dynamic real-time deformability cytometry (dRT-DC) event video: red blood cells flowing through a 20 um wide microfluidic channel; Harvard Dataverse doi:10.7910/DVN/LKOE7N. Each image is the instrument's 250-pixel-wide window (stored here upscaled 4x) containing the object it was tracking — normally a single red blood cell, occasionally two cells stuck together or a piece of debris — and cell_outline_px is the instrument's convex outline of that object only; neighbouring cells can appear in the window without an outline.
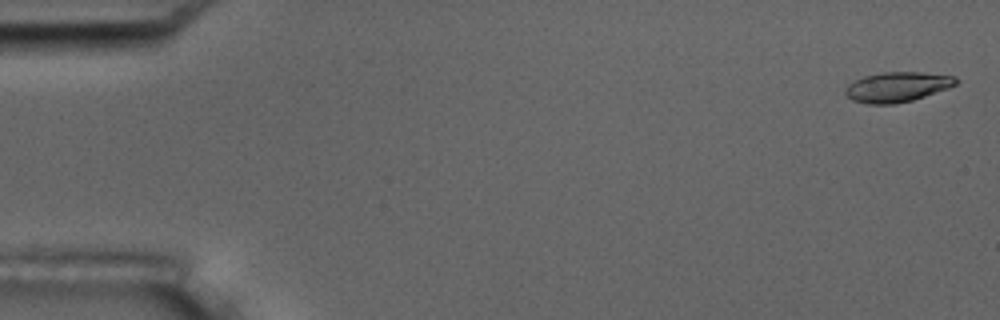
{"species": "common noctule bat (a hibernating species)", "species_latin": "Nyctalus noctula", "temperature_condition": "room temperature", "stored_images_in_passage": 8, "camera_frame_rate_fps": 3000, "um_per_image_px": 0.085, "animal": {"sex": "male", "body_mass_g": 17.5, "forearm_length_mm": 52.3}, "frame": {"image": 1, "passage_image": 1, "time_ms": 0.0, "image_size_px": [1000, 320], "cell_outline_px": [[960, 80], [956, 84], [948, 88], [912, 100], [896, 104], [868, 104], [852, 100], [844, 92], [844, 88], [848, 84], [864, 76], [884, 72], [924, 72], [956, 76]], "centroid_in_image_um": [76.28, 7.38], "position_along_channel_um": 8.7, "area_um2": 19.36}}
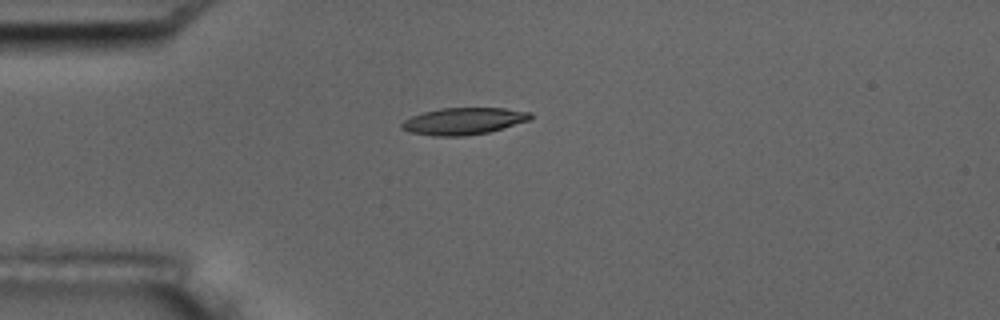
{"frame": {"image": 2, "passage_image": 5, "time_ms": 4.333, "image_size_px": [1000, 320], "cell_outline_px": [[532, 116], [528, 120], [488, 132], [464, 136], [432, 136], [408, 132], [400, 128], [400, 124], [404, 120], [412, 116], [424, 112], [440, 108], [504, 108], [532, 112]], "centroid_in_image_um": [39.35, 10.3], "position_along_channel_um": 45.7, "area_um2": 20.11}}
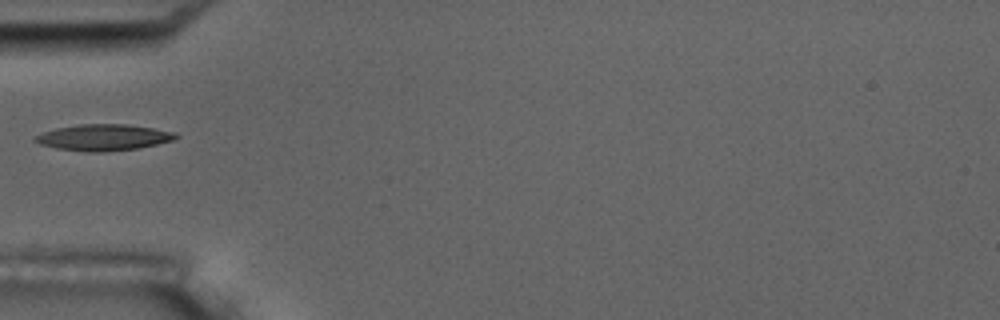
{"frame": {"image": 3, "passage_image": 6, "time_ms": 5.667, "image_size_px": [1000, 320], "cell_outline_px": [[180, 136], [176, 140], [136, 148], [100, 152], [88, 152], [56, 148], [40, 144], [32, 140], [32, 136], [56, 128], [80, 124], [128, 124], [176, 132]], "centroid_in_image_um": [8.79, 11.67], "position_along_channel_um": 76.2, "area_um2": 21.56}}